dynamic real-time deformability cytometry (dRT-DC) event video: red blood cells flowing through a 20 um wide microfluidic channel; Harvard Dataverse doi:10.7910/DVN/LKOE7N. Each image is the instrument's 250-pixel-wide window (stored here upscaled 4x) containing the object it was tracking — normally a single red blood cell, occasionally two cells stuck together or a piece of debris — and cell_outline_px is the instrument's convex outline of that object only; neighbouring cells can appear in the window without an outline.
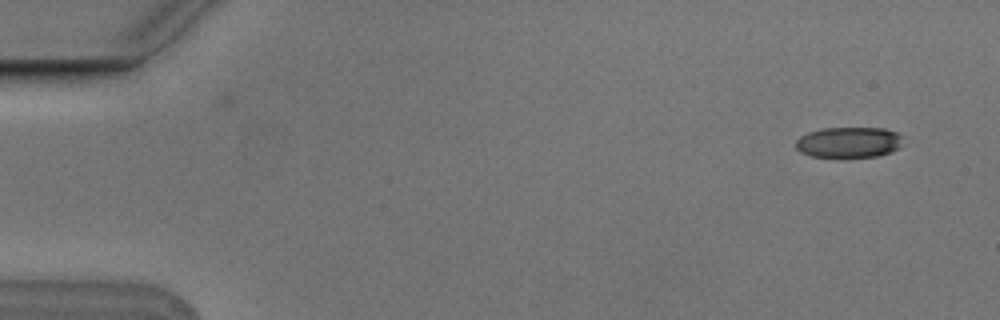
{"species": "Egyptian fruit bat (a non-hibernating species)", "species_latin": "Rousettus aegyptiacus", "temperature_condition": "cold", "stored_images_in_passage": 2, "camera_frame_rate_fps": 3000, "um_per_image_px": 0.085, "animal": {"sex": "male"}, "frame": {"image": 1, "passage_image": 2, "time_ms": 0.333, "image_size_px": [1000, 320], "cell_outline_px": [[900, 136], [896, 148], [888, 152], [876, 156], [844, 160], [812, 156], [800, 152], [796, 148], [796, 140], [800, 136], [808, 132], [824, 128], [884, 128], [896, 132]], "centroid_in_image_um": [72.05, 12.13], "position_along_channel_um": 13.0, "area_um2": 19.48}}